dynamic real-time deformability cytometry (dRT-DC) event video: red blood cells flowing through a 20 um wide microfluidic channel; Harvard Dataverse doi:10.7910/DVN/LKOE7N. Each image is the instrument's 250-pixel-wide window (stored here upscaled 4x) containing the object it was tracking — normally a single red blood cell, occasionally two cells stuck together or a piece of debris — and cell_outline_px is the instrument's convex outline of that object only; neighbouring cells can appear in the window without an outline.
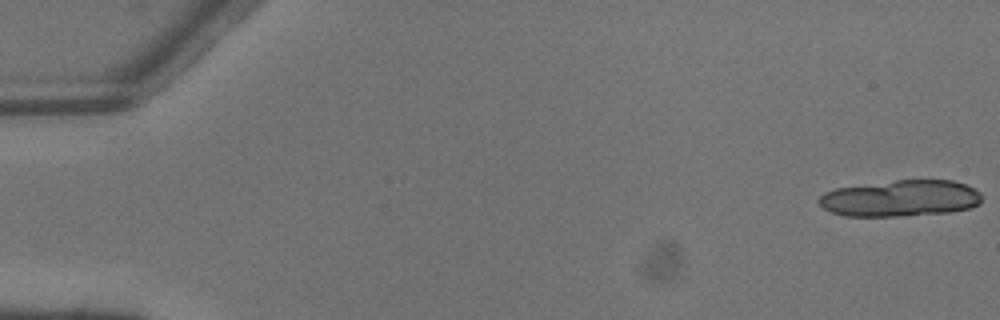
{"species": "common noctule bat (a hibernating species)", "species_latin": "Nyctalus noctula", "temperature_condition": "warm", "stored_images_in_passage": 6, "camera_frame_rate_fps": 3000, "um_per_image_px": 0.085, "animal": {"sex": "male", "body_mass_g": 13.3}, "frame": {"image": 1, "passage_image": 1, "time_ms": 0.0, "image_size_px": [1000, 320], "cell_outline_px": [[980, 204], [972, 208], [952, 212], [900, 216], [844, 216], [832, 212], [824, 208], [816, 200], [824, 192], [836, 188], [896, 180], [952, 180], [964, 184], [980, 192]], "centroid_in_image_um": [76.54, 16.86], "position_along_channel_um": 8.5, "area_um2": 34.62}}